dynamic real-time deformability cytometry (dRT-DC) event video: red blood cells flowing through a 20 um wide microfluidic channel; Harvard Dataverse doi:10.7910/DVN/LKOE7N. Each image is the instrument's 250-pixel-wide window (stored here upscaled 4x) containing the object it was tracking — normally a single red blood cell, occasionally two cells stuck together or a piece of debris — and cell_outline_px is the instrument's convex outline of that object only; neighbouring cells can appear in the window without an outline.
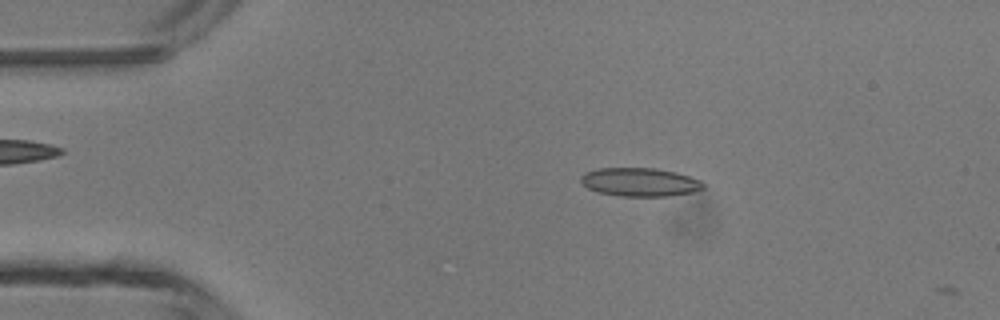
{"species": "common noctule bat (a hibernating species)", "species_latin": "Nyctalus noctula", "temperature_condition": "room temperature", "stored_images_in_passage": 10, "camera_frame_rate_fps": 3000, "um_per_image_px": 0.085, "animal": {"sex": "male", "body_mass_g": 13.3}, "frame": {"image": 1, "passage_image": 8, "time_ms": 2.333, "image_size_px": [1000, 320], "cell_outline_px": [[704, 188], [692, 192], [668, 196], [620, 196], [596, 192], [588, 188], [580, 180], [580, 176], [584, 172], [596, 168], [656, 168], [676, 172], [700, 180], [704, 184]], "centroid_in_image_um": [54.35, 15.47], "position_along_channel_um": 30.6, "area_um2": 20.4}}